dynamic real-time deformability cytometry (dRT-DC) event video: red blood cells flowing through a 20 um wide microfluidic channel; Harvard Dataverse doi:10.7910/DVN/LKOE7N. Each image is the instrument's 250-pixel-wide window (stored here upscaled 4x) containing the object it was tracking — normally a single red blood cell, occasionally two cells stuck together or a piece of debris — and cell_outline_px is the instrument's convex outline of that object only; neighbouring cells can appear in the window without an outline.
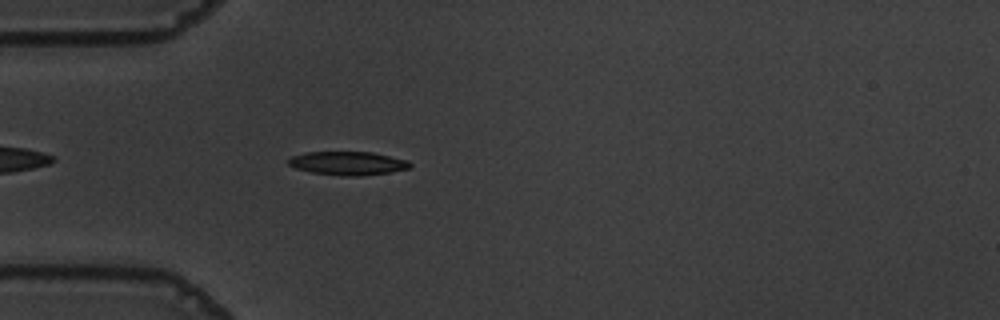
{"species": "common noctule bat (a hibernating species)", "species_latin": "Nyctalus noctula", "temperature_condition": "warm", "stored_images_in_passage": 45, "camera_frame_rate_fps": 3000, "um_per_image_px": 0.085, "animal": {"sex": "male", "body_mass_g": 19.5, "forearm_length_mm": 54.6}, "frame": {"image": 1, "passage_image": 5, "time_ms": 1.333, "image_size_px": [1000, 320], "cell_outline_px": [[412, 168], [392, 172], [360, 176], [344, 176], [312, 172], [296, 168], [288, 164], [288, 160], [292, 156], [304, 152], [372, 152], [408, 160], [412, 164]], "centroid_in_image_um": [29.61, 13.88], "position_along_channel_um": 55.4, "area_um2": 16.76}}
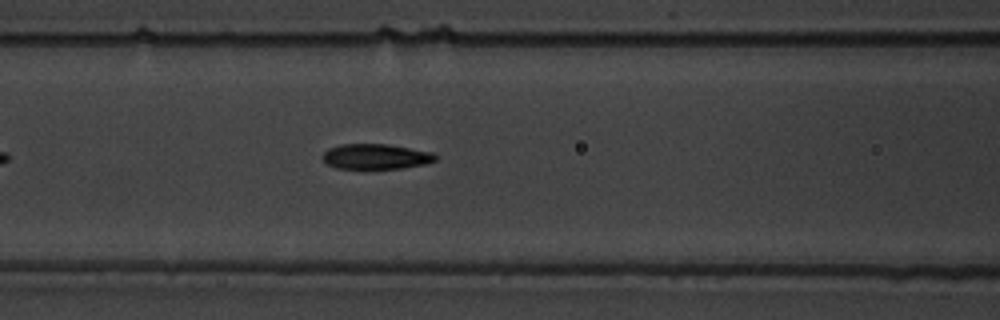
{"frame": {"image": 2, "passage_image": 12, "time_ms": 3.667, "image_size_px": [1000, 320], "cell_outline_px": [[436, 160], [428, 164], [404, 168], [336, 168], [328, 164], [320, 156], [328, 148], [340, 144], [388, 144], [432, 152], [436, 156]], "centroid_in_image_um": [31.95, 13.3], "position_along_channel_um": 134.7, "area_um2": 16.65}}
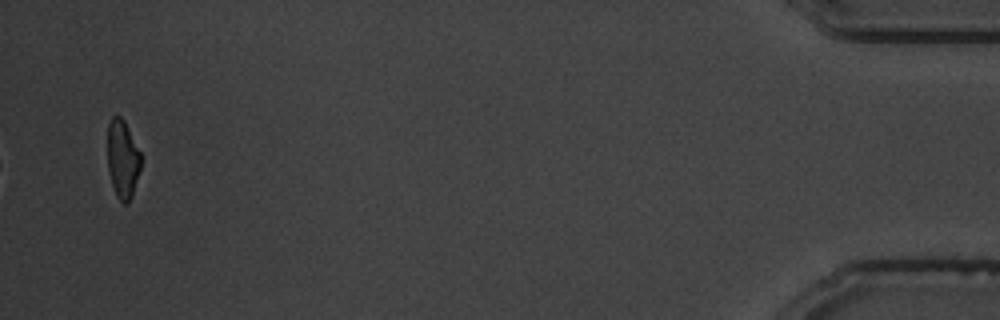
{"frame": {"image": 3, "passage_image": 43, "time_ms": 14.0, "image_size_px": [1000, 320], "cell_outline_px": [[140, 168], [132, 196], [128, 204], [124, 204], [116, 196], [108, 172], [108, 124], [112, 116], [120, 116], [124, 120], [140, 152]], "centroid_in_image_um": [10.41, 13.54], "position_along_channel_um": 424.8, "area_um2": 15.09}, "authors_computed_cell_mechanics": {"area_um2": 16.8776, "velocity_mm_per_s": 3.6287, "shape_relaxation_time_tau1_ms": 3.5849, "shape_relaxation_time_tau2_ms": 2.053, "deformation_change_tau1": 0.1758, "deformation_change_tau2": 0.0916}}